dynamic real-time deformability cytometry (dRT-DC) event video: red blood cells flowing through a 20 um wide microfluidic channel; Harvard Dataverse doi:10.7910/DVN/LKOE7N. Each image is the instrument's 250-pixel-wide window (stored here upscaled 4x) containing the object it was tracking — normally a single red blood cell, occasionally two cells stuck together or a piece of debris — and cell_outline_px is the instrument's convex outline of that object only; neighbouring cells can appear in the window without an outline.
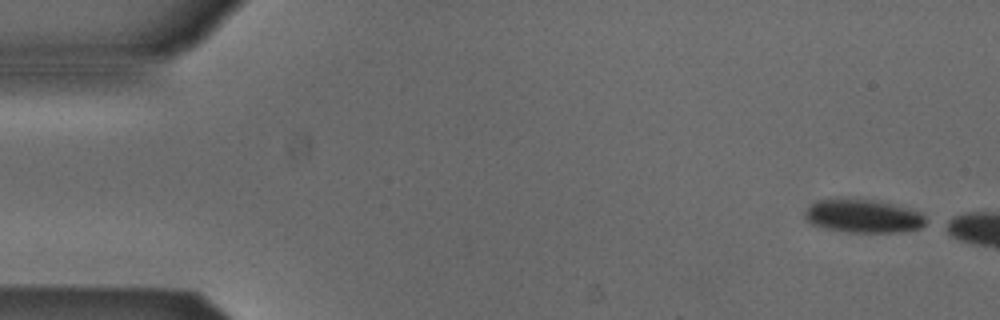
{"species": "Egyptian fruit bat (a non-hibernating species)", "species_latin": "Rousettus aegyptiacus", "temperature_condition": "cold", "stored_images_in_passage": 5, "camera_frame_rate_fps": 3000, "um_per_image_px": 0.085, "animal": {"sex": "male"}, "frame": {"image": 1, "passage_image": 1, "time_ms": 0.0, "image_size_px": [1000, 320], "cell_outline_px": [[924, 224], [920, 228], [900, 232], [848, 232], [824, 228], [812, 224], [804, 216], [804, 212], [816, 200], [836, 196], [872, 200], [908, 208], [920, 212], [924, 216]], "centroid_in_image_um": [73.3, 18.34], "position_along_channel_um": 11.7, "area_um2": 23.7}}